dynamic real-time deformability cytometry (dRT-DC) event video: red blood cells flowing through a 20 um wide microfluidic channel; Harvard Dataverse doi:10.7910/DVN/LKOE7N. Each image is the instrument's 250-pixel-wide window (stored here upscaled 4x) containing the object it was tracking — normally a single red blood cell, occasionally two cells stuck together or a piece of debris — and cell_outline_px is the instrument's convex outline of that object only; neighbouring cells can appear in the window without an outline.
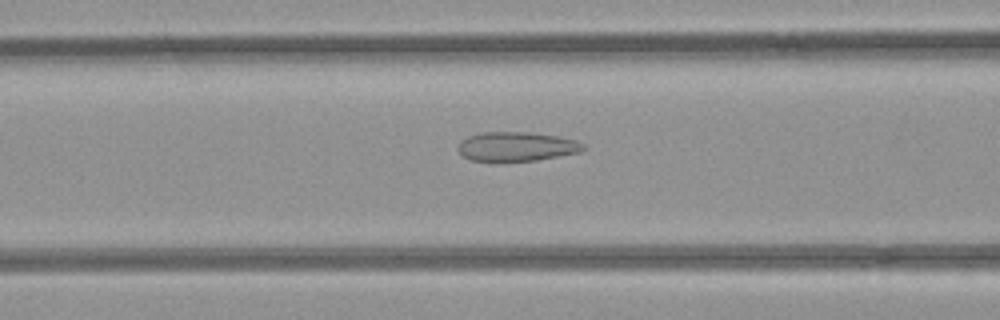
{"species": "common noctule bat (a hibernating species)", "species_latin": "Nyctalus noctula", "temperature_condition": "room temperature", "stored_images_in_passage": 47, "camera_frame_rate_fps": 3000, "um_per_image_px": 0.085, "animal": {"sex": "female", "body_mass_g": 21.9}, "frame": {"image": 1, "passage_image": 16, "time_ms": 5.0, "image_size_px": [1000, 320], "cell_outline_px": [[584, 148], [580, 152], [536, 160], [472, 160], [464, 156], [456, 148], [460, 140], [468, 136], [480, 132], [528, 132], [560, 136], [576, 140], [584, 144]], "centroid_in_image_um": [43.9, 12.43], "position_along_channel_um": 122.7, "area_um2": 21.15}}
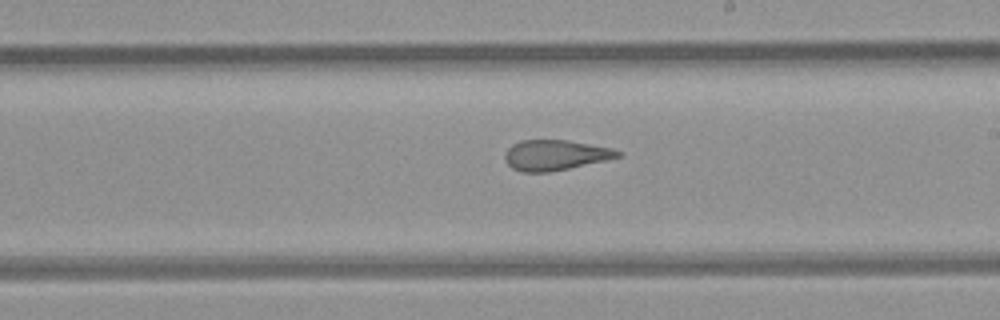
{"frame": {"image": 2, "passage_image": 25, "time_ms": 8.0, "image_size_px": [1000, 320], "cell_outline_px": [[624, 152], [620, 156], [604, 160], [568, 168], [548, 172], [520, 172], [512, 168], [504, 160], [504, 156], [508, 148], [512, 144], [520, 140], [568, 140], [612, 148]], "centroid_in_image_um": [47.16, 13.17], "position_along_channel_um": 241.8, "area_um2": 19.88}}
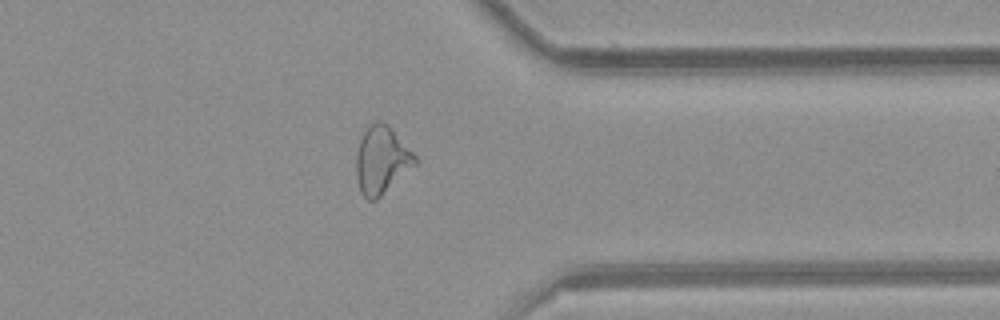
{"frame": {"image": 3, "passage_image": 36, "time_ms": 11.667, "image_size_px": [1000, 320], "cell_outline_px": [[420, 160], [416, 164], [376, 200], [368, 200], [360, 192], [356, 176], [356, 156], [360, 140], [368, 124], [376, 120], [380, 120], [388, 124]], "centroid_in_image_um": [32.43, 13.58], "position_along_channel_um": 379.0, "area_um2": 23.18}, "authors_computed_cell_mechanics": {"area_um2": 22.7154, "velocity_mm_per_s": 3.9586, "shape_relaxation_time_tau1_ms": null, "shape_relaxation_time_tau2_ms": 1.6867, "deformation_change_tau1": null, "deformation_change_tau2": 0.0959}}